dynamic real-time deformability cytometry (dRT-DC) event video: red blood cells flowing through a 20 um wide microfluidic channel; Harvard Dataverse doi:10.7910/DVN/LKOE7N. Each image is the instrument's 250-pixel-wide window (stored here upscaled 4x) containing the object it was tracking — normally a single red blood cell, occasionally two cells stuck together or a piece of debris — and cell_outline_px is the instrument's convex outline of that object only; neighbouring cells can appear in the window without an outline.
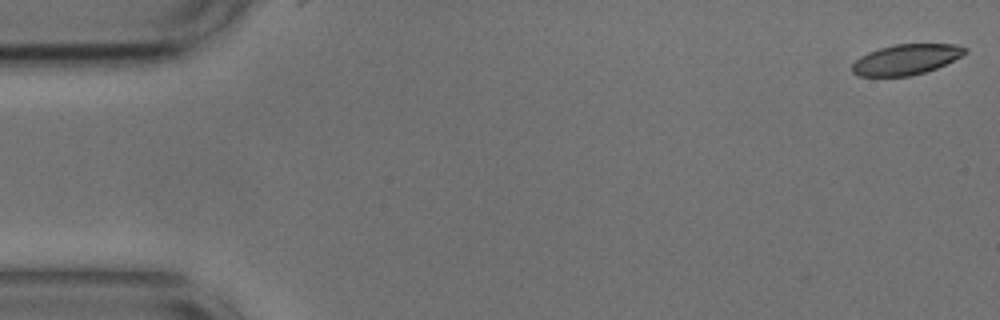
{"species": "common noctule bat (a hibernating species)", "species_latin": "Nyctalus noctula", "temperature_condition": "cold", "stored_images_in_passage": 54, "camera_frame_rate_fps": 3000, "um_per_image_px": 0.085, "animal": {"sex": "male", "body_mass_g": 17.9, "forearm_length_mm": 54.2}, "frame": {"image": 1, "passage_image": 1, "time_ms": 0.0, "image_size_px": [1000, 320], "cell_outline_px": [[968, 52], [936, 68], [912, 76], [856, 76], [852, 72], [852, 64], [860, 56], [868, 52], [880, 48], [896, 44], [956, 44], [968, 48]], "centroid_in_image_um": [77.0, 5.05], "position_along_channel_um": 8.0, "area_um2": 19.94}}
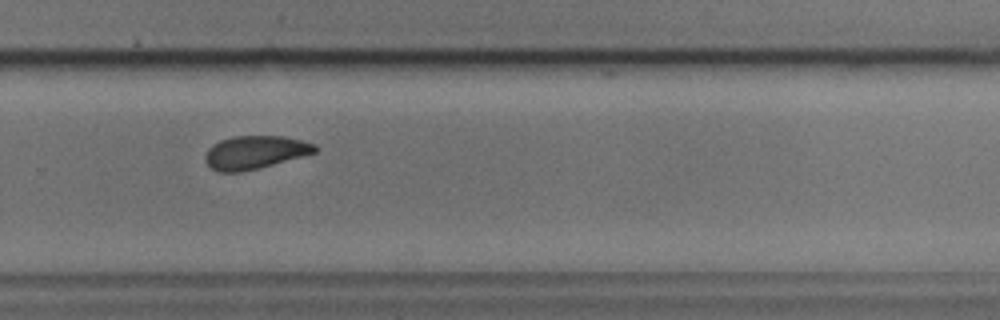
{"frame": {"image": 2, "passage_image": 36, "time_ms": 11.667, "image_size_px": [1000, 320], "cell_outline_px": [[320, 148], [316, 152], [260, 168], [240, 172], [220, 172], [212, 168], [204, 160], [204, 156], [208, 148], [212, 144], [220, 140], [232, 136], [284, 136], [316, 144]], "centroid_in_image_um": [21.67, 12.94], "position_along_channel_um": 308.1, "area_um2": 21.33}}
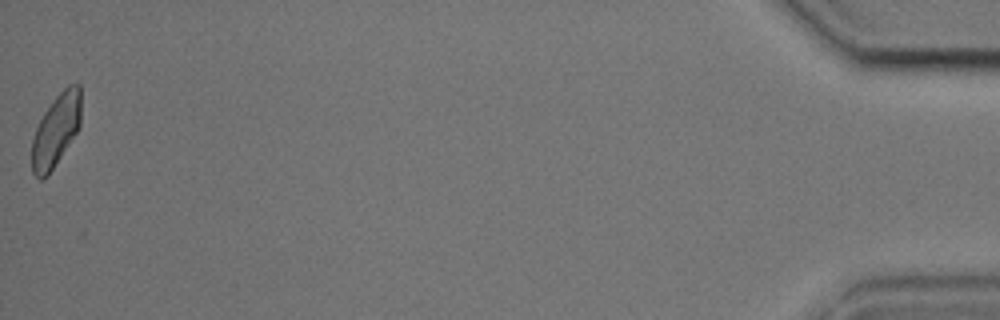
{"frame": {"image": 3, "passage_image": 54, "time_ms": 17.667, "image_size_px": [1000, 320], "cell_outline_px": [[80, 128], [48, 176], [40, 180], [32, 172], [32, 140], [36, 128], [44, 112], [56, 96], [68, 84], [80, 84]], "centroid_in_image_um": [4.76, 11.09], "position_along_channel_um": 430.4, "area_um2": 20.69}, "authors_computed_cell_mechanics": {"area_um2": 21.6461, "velocity_mm_per_s": 3.6705, "shape_relaxation_time_tau1_ms": 3.9007, "shape_relaxation_time_tau2_ms": 3.9913, "deformation_change_tau1": 0.1116, "deformation_change_tau2": 0.0995}}